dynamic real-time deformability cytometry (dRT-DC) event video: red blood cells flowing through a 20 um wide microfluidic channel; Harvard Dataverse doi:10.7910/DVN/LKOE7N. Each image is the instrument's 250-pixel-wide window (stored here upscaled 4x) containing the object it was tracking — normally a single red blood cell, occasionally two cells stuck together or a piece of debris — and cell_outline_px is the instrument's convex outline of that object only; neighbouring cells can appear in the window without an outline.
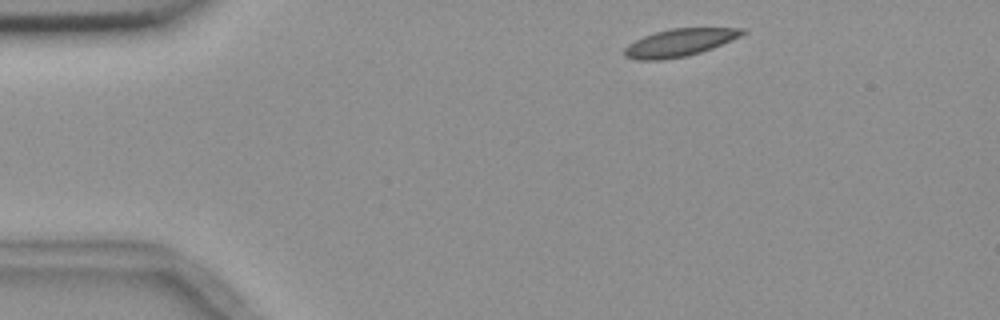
{"species": "common noctule bat (a hibernating species)", "species_latin": "Nyctalus noctula", "temperature_condition": "room temperature", "stored_images_in_passage": 3, "camera_frame_rate_fps": 3000, "um_per_image_px": 0.085, "animal": {"sex": "female", "body_mass_g": 18.4}, "frame": {"image": 1, "passage_image": 1, "time_ms": 0.0, "image_size_px": [1000, 320], "cell_outline_px": [[748, 32], [740, 36], [712, 48], [700, 52], [684, 56], [660, 60], [636, 60], [624, 56], [624, 48], [628, 44], [644, 36], [656, 32], [672, 28], [744, 28]], "centroid_in_image_um": [57.75, 3.62], "position_along_channel_um": 27.3, "area_um2": 18.73}}